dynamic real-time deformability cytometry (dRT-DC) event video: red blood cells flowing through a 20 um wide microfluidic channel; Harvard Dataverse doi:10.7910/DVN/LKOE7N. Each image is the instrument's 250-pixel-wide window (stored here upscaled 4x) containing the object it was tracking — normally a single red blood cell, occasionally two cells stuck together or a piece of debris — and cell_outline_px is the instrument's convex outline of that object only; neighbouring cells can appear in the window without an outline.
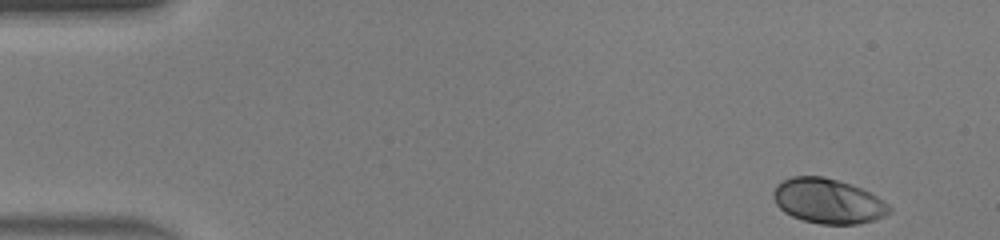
{"species": "human", "species_latin": "Homo sapiens", "temperature_condition": "warm", "stored_images_in_passage": 44, "camera_frame_rate_fps": 3000, "um_per_image_px": 0.085, "donor": {"sex": "male"}, "frame": {"image": 1, "passage_image": 1, "time_ms": 0.0, "image_size_px": [1000, 240], "cell_outline_px": [[892, 212], [884, 216], [860, 224], [820, 224], [804, 220], [792, 216], [784, 212], [776, 204], [772, 196], [772, 192], [776, 184], [792, 176], [824, 176], [852, 184], [884, 200], [892, 208]], "centroid_in_image_um": [70.37, 17.08], "position_along_channel_um": 14.6, "area_um2": 30.46}}
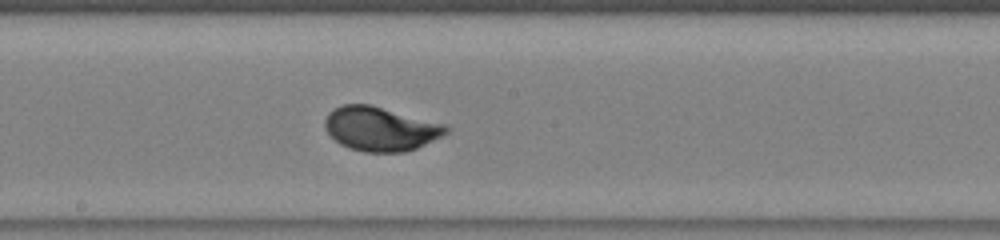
{"frame": {"image": 2, "passage_image": 23, "time_ms": 7.333, "image_size_px": [1000, 240], "cell_outline_px": [[448, 132], [444, 136], [416, 148], [404, 152], [364, 152], [348, 148], [340, 144], [324, 128], [324, 120], [328, 112], [344, 104], [372, 104], [448, 124]], "centroid_in_image_um": [32.37, 10.94], "position_along_channel_um": 215.8, "area_um2": 31.56}}
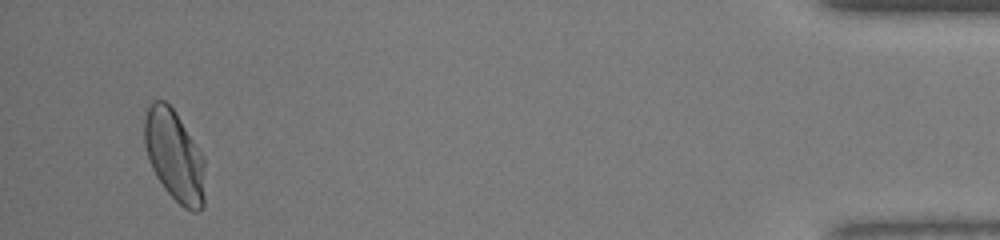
{"frame": {"image": 3, "passage_image": 42, "time_ms": 13.667, "image_size_px": [1000, 240], "cell_outline_px": [[204, 204], [196, 212], [192, 212], [184, 208], [164, 188], [156, 176], [152, 168], [144, 144], [144, 120], [148, 104], [152, 100], [164, 100], [172, 108], [204, 156]], "centroid_in_image_um": [14.81, 13.23], "position_along_channel_um": 420.4, "area_um2": 32.02}, "authors_computed_cell_mechanics": {"area_um2": 30.4606, "velocity_mm_per_s": 4.4552, "shape_relaxation_time_tau1_ms": 2.1305, "shape_relaxation_time_tau2_ms": null, "deformation_change_tau1": 0.1455, "deformation_change_tau2": null}}